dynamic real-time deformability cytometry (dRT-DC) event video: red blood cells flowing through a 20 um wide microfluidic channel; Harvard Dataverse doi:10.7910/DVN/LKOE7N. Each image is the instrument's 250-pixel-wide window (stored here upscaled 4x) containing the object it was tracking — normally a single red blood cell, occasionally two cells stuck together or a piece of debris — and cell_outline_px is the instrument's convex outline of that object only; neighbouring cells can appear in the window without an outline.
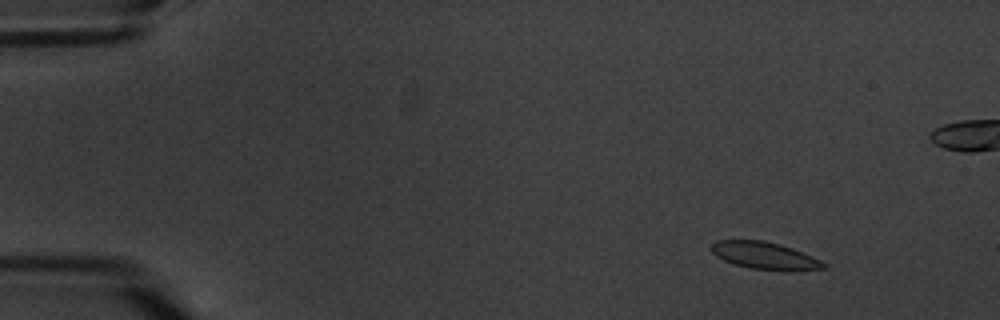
{"species": "common noctule bat (a hibernating species)", "species_latin": "Nyctalus noctula", "temperature_condition": "warm", "stored_images_in_passage": 7, "camera_frame_rate_fps": 3000, "um_per_image_px": 0.085, "animal": {"sex": "male", "body_mass_g": 20.1, "forearm_length_mm": 53.5}, "frame": {"image": 1, "passage_image": 3, "time_ms": 2.333, "image_size_px": [1000, 320], "cell_outline_px": [[828, 264], [824, 268], [792, 272], [748, 268], [724, 260], [716, 256], [712, 252], [712, 244], [716, 240], [764, 240], [780, 244], [792, 248], [820, 260]], "centroid_in_image_um": [65.03, 21.74], "position_along_channel_um": 20.0, "area_um2": 17.92}}